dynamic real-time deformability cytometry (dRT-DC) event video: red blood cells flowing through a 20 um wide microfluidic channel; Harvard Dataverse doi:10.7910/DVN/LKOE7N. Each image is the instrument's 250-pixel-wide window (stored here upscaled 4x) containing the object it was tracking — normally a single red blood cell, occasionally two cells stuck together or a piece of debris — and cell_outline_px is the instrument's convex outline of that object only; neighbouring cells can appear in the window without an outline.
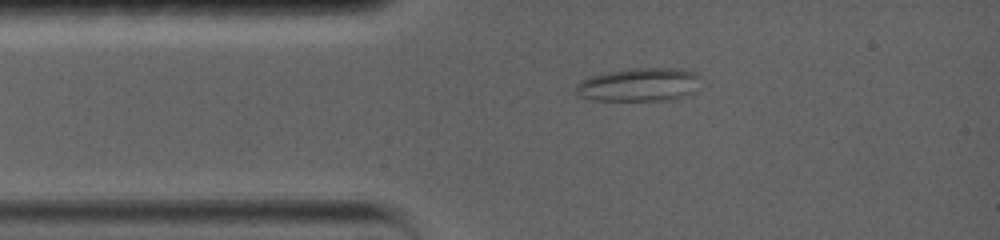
{"species": "common noctule bat (a hibernating species)", "species_latin": "Nyctalus noctula", "temperature_condition": "warm", "stored_images_in_passage": 44, "camera_frame_rate_fps": 5000, "um_per_image_px": 0.085, "animal": {"sex": "female", "body_mass_g": 19.0, "forearm_length_mm": 56.7}, "frame": {"image": 1, "passage_image": 1, "time_ms": 0.0, "image_size_px": [1000, 240], "cell_outline_px": [[700, 76], [696, 92], [688, 96], [672, 100], [592, 100], [580, 96], [576, 92], [576, 84], [580, 80], [588, 76], [604, 72], [632, 68], [676, 68], [696, 72]], "centroid_in_image_um": [54.34, 7.19], "position_along_channel_um": 30.7, "area_um2": 24.74}}
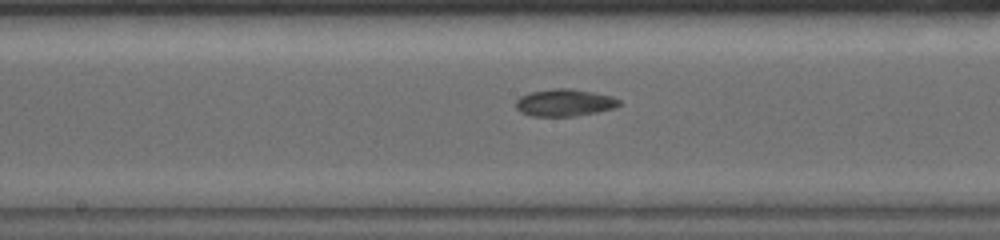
{"frame": {"image": 2, "passage_image": 26, "time_ms": 5.0, "image_size_px": [1000, 240], "cell_outline_px": [[620, 104], [612, 108], [596, 112], [576, 116], [532, 116], [520, 112], [516, 108], [516, 100], [520, 96], [528, 92], [552, 88], [568, 88], [592, 92], [612, 96], [620, 100]], "centroid_in_image_um": [47.94, 8.72], "position_along_channel_um": 200.3, "area_um2": 16.36}}
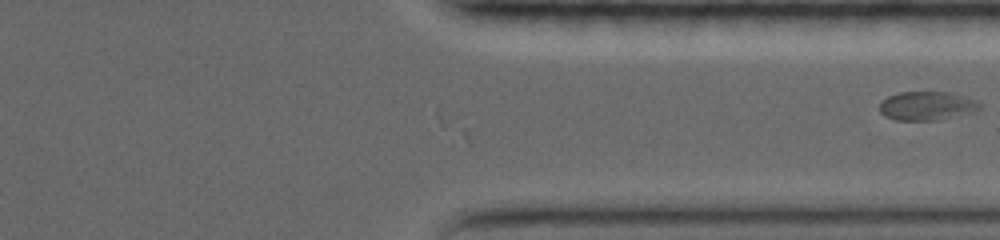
{"frame": {"image": 3, "passage_image": 44, "time_ms": 8.6, "image_size_px": [1000, 240], "cell_outline_px": [[980, 108], [968, 112], [940, 120], [896, 120], [884, 116], [880, 112], [880, 104], [888, 96], [900, 92], [948, 92], [964, 96], [980, 104]], "centroid_in_image_um": [78.72, 9.0], "position_along_channel_um": 332.7, "area_um2": 16.42}}